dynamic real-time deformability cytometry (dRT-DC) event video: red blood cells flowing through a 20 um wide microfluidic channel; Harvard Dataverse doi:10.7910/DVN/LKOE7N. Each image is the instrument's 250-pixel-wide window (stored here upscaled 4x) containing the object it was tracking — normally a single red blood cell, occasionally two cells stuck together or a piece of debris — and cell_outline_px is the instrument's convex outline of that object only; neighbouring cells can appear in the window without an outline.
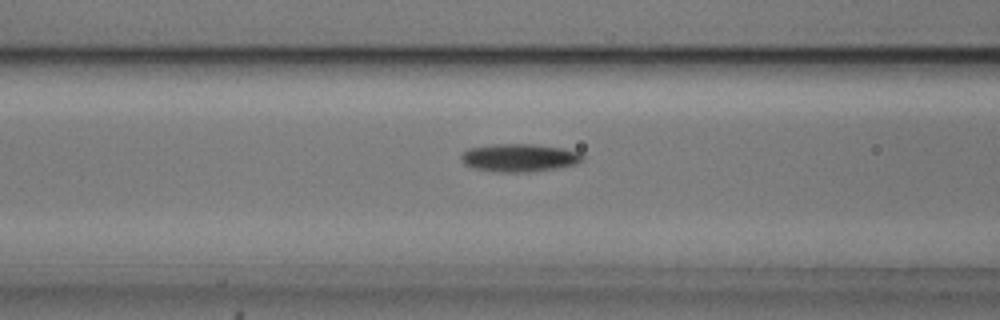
{"species": "common noctule bat (a hibernating species)", "species_latin": "Nyctalus noctula", "temperature_condition": "cold", "stored_images_in_passage": 55, "camera_frame_rate_fps": 3000, "um_per_image_px": 0.085, "animal": {"sex": "male", "body_mass_g": 20.5, "forearm_length_mm": 52.5}, "frame": {"image": 1, "passage_image": 22, "time_ms": 7.0, "image_size_px": [1000, 320], "cell_outline_px": [[584, 160], [576, 164], [556, 168], [528, 172], [500, 172], [472, 168], [464, 164], [460, 156], [468, 148], [492, 144], [532, 144], [564, 148], [580, 152], [584, 156]], "centroid_in_image_um": [44.15, 13.4], "position_along_channel_um": 122.4, "area_um2": 19.88}}
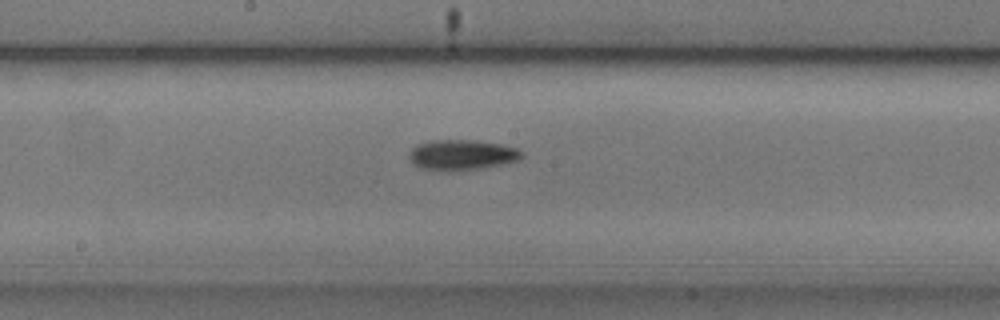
{"frame": {"image": 2, "passage_image": 29, "time_ms": 9.333, "image_size_px": [1000, 320], "cell_outline_px": [[524, 156], [520, 160], [504, 164], [480, 168], [448, 172], [420, 168], [412, 164], [408, 156], [412, 148], [416, 144], [432, 140], [476, 140], [500, 144], [516, 148], [524, 152]], "centroid_in_image_um": [39.25, 13.17], "position_along_channel_um": 208.9, "area_um2": 20.29}}
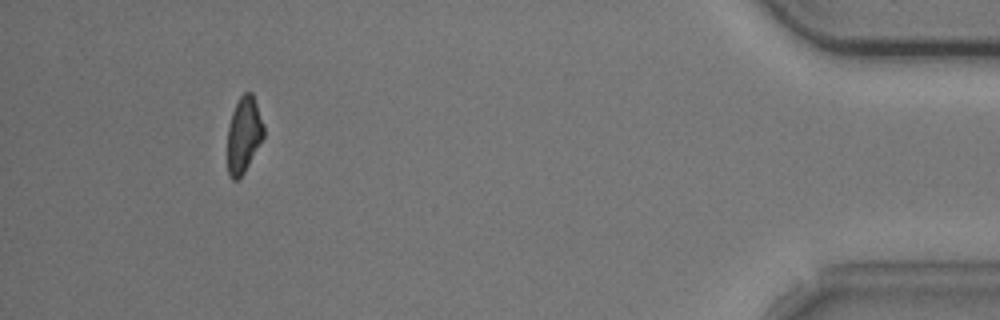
{"frame": {"image": 3, "passage_image": 51, "time_ms": 16.667, "image_size_px": [1000, 320], "cell_outline_px": [[264, 136], [244, 172], [236, 180], [232, 180], [228, 172], [228, 128], [232, 112], [240, 96], [244, 92], [252, 92], [264, 124]], "centroid_in_image_um": [20.73, 11.43], "position_along_channel_um": 414.5, "area_um2": 15.84}, "authors_computed_cell_mechanics": {"area_um2": 17.9758, "velocity_mm_per_s": 3.6919, "shape_relaxation_time_tau1_ms": 3.1322, "shape_relaxation_time_tau2_ms": null, "deformation_change_tau1": 0.1005, "deformation_change_tau2": null}}